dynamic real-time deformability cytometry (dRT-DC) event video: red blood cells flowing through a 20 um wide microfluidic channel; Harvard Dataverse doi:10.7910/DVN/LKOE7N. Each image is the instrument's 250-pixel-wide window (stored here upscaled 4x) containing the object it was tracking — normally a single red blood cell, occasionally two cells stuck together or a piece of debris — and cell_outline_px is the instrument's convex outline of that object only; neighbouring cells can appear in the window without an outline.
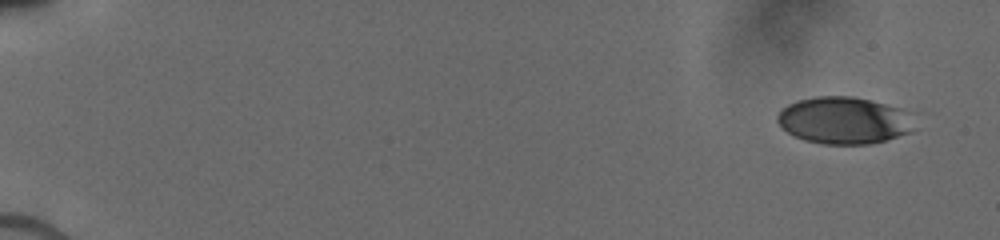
{"species": "human", "species_latin": "Homo sapiens", "temperature_condition": "cold", "stored_images_in_passage": 7, "camera_frame_rate_fps": 3000, "um_per_image_px": 0.085, "donor": {"sex": "male"}, "frame": {"image": 1, "passage_image": 1, "time_ms": 0.0, "image_size_px": [1000, 240], "cell_outline_px": [[912, 132], [884, 140], [868, 144], [824, 144], [804, 140], [788, 132], [776, 120], [776, 116], [788, 104], [796, 100], [816, 96], [852, 96], [872, 100], [900, 108]], "centroid_in_image_um": [71.63, 10.22], "position_along_channel_um": 13.4, "area_um2": 36.7}}
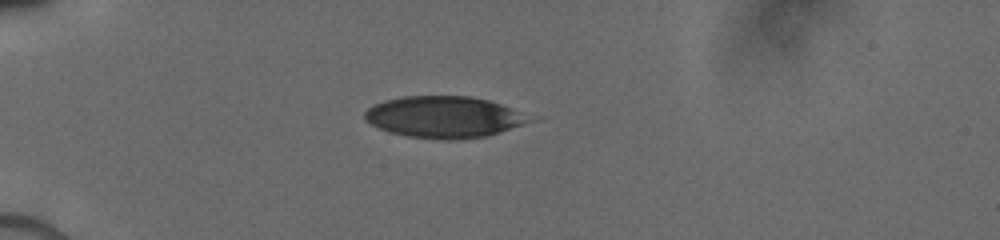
{"frame": {"image": 2, "passage_image": 6, "time_ms": 4.333, "image_size_px": [1000, 240], "cell_outline_px": [[544, 116], [540, 120], [488, 136], [452, 140], [444, 140], [408, 136], [388, 132], [364, 120], [364, 112], [372, 104], [384, 100], [400, 96], [472, 96], [488, 100]], "centroid_in_image_um": [37.92, 9.94], "position_along_channel_um": 47.1, "area_um2": 41.21}}